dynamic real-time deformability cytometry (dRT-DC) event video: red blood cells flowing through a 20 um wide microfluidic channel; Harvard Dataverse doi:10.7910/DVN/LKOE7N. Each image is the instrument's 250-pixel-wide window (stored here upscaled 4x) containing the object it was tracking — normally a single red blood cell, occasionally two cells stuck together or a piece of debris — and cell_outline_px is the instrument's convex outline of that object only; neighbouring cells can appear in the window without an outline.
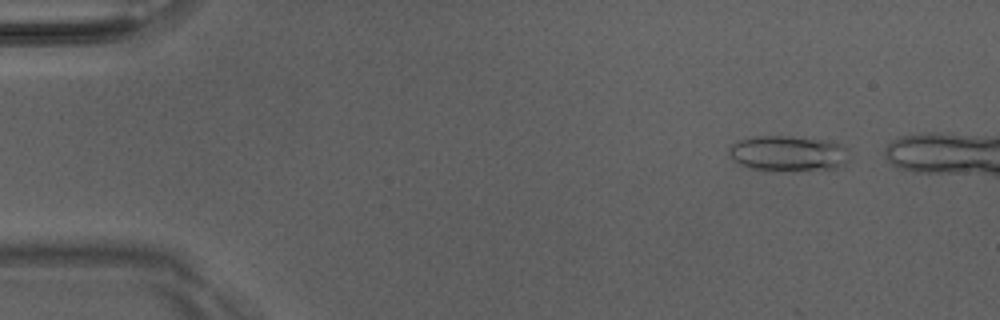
{"species": "Egyptian fruit bat (a non-hibernating species)", "species_latin": "Rousettus aegyptiacus", "temperature_condition": "room temperature", "stored_images_in_passage": 9, "camera_frame_rate_fps": 3000, "um_per_image_px": 0.085, "animal": {"sex": "male"}, "frame": {"image": 1, "passage_image": 4, "time_ms": 1.0, "image_size_px": [1000, 320], "cell_outline_px": [[848, 148], [844, 160], [836, 168], [752, 168], [740, 164], [732, 160], [728, 156], [728, 148], [732, 144], [740, 140], [752, 136], [788, 136], [828, 140], [840, 144]], "centroid_in_image_um": [66.9, 12.97], "position_along_channel_um": 18.1, "area_um2": 23.81}}